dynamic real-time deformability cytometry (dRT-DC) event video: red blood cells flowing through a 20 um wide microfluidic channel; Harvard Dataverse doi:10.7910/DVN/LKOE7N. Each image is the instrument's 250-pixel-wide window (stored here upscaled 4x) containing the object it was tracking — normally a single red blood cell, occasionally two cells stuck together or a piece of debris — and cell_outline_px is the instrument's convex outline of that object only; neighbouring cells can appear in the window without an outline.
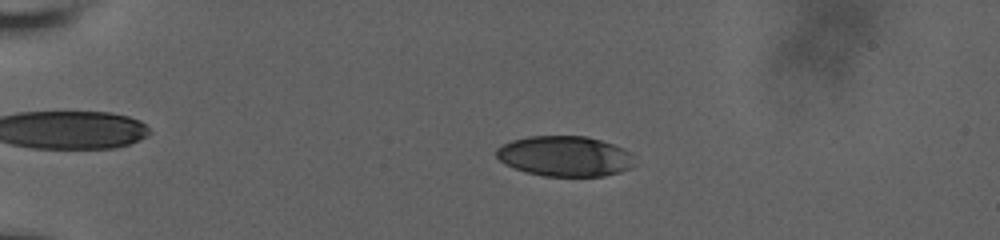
{"species": "human", "species_latin": "Homo sapiens", "temperature_condition": "room temperature", "stored_images_in_passage": 60, "camera_frame_rate_fps": 3000, "um_per_image_px": 0.085, "donor": {"sex": "male"}, "frame": {"image": 1, "passage_image": 21, "time_ms": 5.0, "image_size_px": [1000, 240], "cell_outline_px": [[636, 164], [632, 168], [620, 172], [604, 176], [544, 176], [528, 172], [504, 164], [496, 156], [496, 148], [500, 144], [512, 140], [528, 136], [588, 136], [624, 148], [632, 152]], "centroid_in_image_um": [48.05, 13.27], "position_along_channel_um": 37.0, "area_um2": 32.83}}
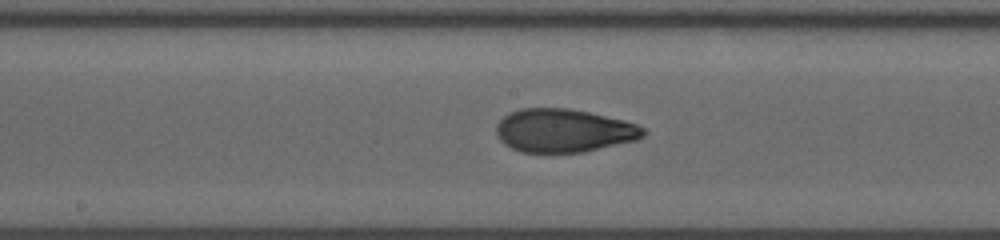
{"frame": {"image": 2, "passage_image": 43, "time_ms": 11.333, "image_size_px": [1000, 240], "cell_outline_px": [[648, 132], [644, 136], [636, 140], [584, 152], [520, 152], [504, 144], [496, 136], [496, 124], [504, 116], [520, 108], [568, 108], [588, 112], [624, 120], [636, 124], [644, 128]], "centroid_in_image_um": [47.91, 11.1], "position_along_channel_um": 200.3, "area_um2": 37.17}}
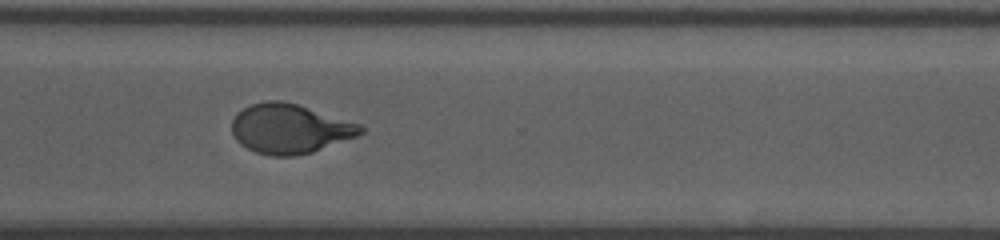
{"frame": {"image": 3, "passage_image": 59, "time_ms": 15.333, "image_size_px": [1000, 240], "cell_outline_px": [[364, 132], [356, 136], [312, 152], [296, 156], [272, 156], [256, 152], [240, 144], [236, 140], [232, 132], [232, 120], [244, 108], [252, 104], [268, 100], [280, 100], [296, 104], [360, 124], [364, 128]], "centroid_in_image_um": [24.61, 10.95], "position_along_channel_um": 346.0, "area_um2": 36.7}}